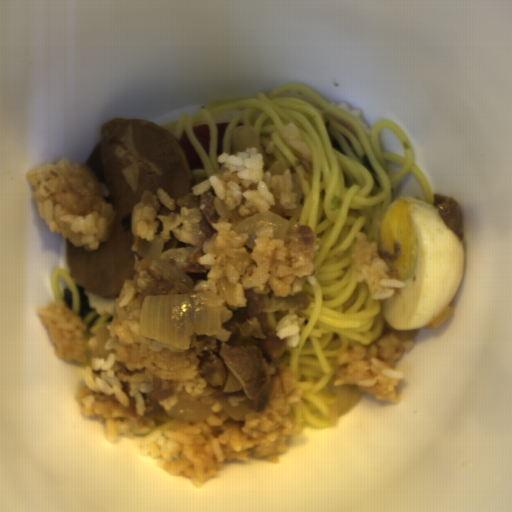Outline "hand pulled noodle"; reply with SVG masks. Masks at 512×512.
<instances>
[{
  "instance_id": "14784b9a",
  "label": "hand pulled noodle",
  "mask_w": 512,
  "mask_h": 512,
  "mask_svg": "<svg viewBox=\"0 0 512 512\" xmlns=\"http://www.w3.org/2000/svg\"><path fill=\"white\" fill-rule=\"evenodd\" d=\"M217 122H227L223 153H234L231 130L251 127L262 149L273 154L283 173L297 174L301 188L300 215L282 216L289 223L308 225L319 248L316 284L307 280V309L295 310L305 318L297 346L285 344L275 357L279 368L289 366L301 388L302 405L290 415L301 427L332 426L328 404L337 402L338 351L354 343L370 346L389 328L381 299H372L367 282H357L353 253L358 232L378 245L385 212L395 201L396 188L411 175L425 202L434 191L415 161L413 144L405 130L391 120L373 125L368 138L352 116L300 83H286L268 92L204 103L194 114L161 125L177 140L185 130L204 163L191 170L196 185L221 170ZM210 128V157L193 134V126ZM390 128L402 141L405 158L381 152L377 136Z\"/></svg>"
},
{
  "instance_id": "772679e5",
  "label": "hand pulled noodle",
  "mask_w": 512,
  "mask_h": 512,
  "mask_svg": "<svg viewBox=\"0 0 512 512\" xmlns=\"http://www.w3.org/2000/svg\"><path fill=\"white\" fill-rule=\"evenodd\" d=\"M49 279L55 302L58 299H62L64 288L71 291L70 311L78 316L80 301L77 286L79 284L72 278L70 271L62 267H55L50 271Z\"/></svg>"
},
{
  "instance_id": "2289bc40",
  "label": "hand pulled noodle",
  "mask_w": 512,
  "mask_h": 512,
  "mask_svg": "<svg viewBox=\"0 0 512 512\" xmlns=\"http://www.w3.org/2000/svg\"><path fill=\"white\" fill-rule=\"evenodd\" d=\"M115 315H111L108 312L96 313L95 310H91L83 317L82 322L86 326L84 338L86 342L97 332V330L105 325L111 324Z\"/></svg>"
},
{
  "instance_id": "bd1af8b7",
  "label": "hand pulled noodle",
  "mask_w": 512,
  "mask_h": 512,
  "mask_svg": "<svg viewBox=\"0 0 512 512\" xmlns=\"http://www.w3.org/2000/svg\"><path fill=\"white\" fill-rule=\"evenodd\" d=\"M288 311L289 310H287V311L279 310V311H274V312H270V313H265L266 320H267V323L269 324V326L275 329L279 320L281 318H283L284 316H286Z\"/></svg>"
}]
</instances>
